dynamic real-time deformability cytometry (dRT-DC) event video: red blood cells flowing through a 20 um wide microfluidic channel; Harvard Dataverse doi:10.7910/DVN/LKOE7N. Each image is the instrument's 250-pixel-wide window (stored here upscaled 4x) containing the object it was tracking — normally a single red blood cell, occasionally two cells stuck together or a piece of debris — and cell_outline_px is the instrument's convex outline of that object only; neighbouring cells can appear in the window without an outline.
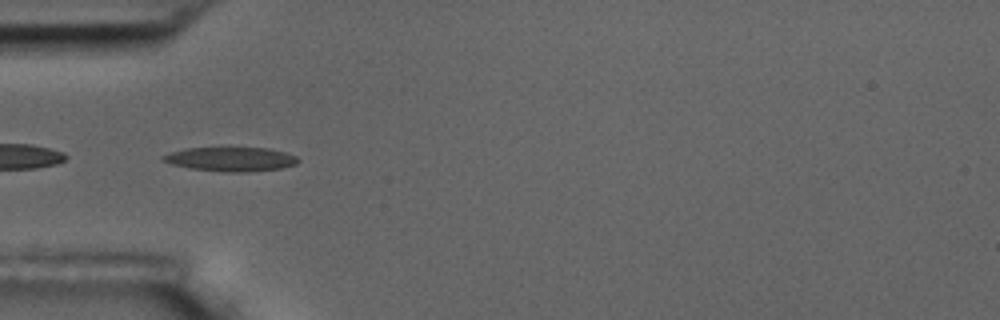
{"species": "common noctule bat (a hibernating species)", "species_latin": "Nyctalus noctula", "temperature_condition": "room temperature", "stored_images_in_passage": 11, "camera_frame_rate_fps": 3000, "um_per_image_px": 0.085, "animal": {"sex": "male", "body_mass_g": 17.5, "forearm_length_mm": 52.3}, "frame": {"image": 1, "passage_image": 5, "time_ms": 5.333, "image_size_px": [1000, 320], "cell_outline_px": [[300, 160], [296, 164], [280, 168], [248, 172], [224, 172], [188, 168], [172, 164], [160, 160], [160, 156], [184, 148], [220, 144], [268, 148], [284, 152], [296, 156]], "centroid_in_image_um": [19.56, 13.47], "position_along_channel_um": 65.4, "area_um2": 20.23}}
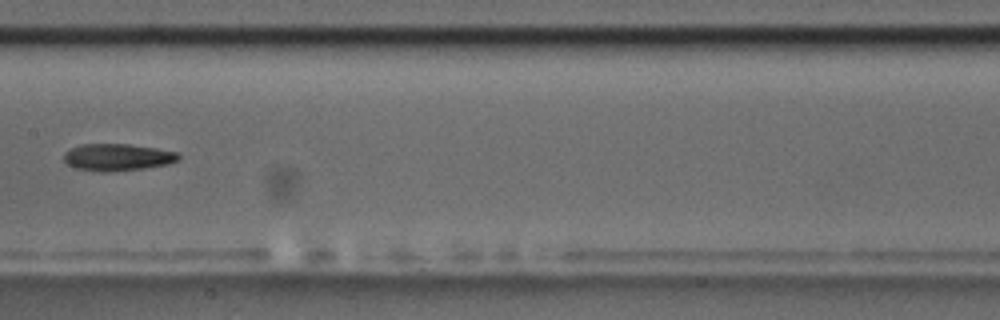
{"frame": {"image": 2, "passage_image": 8, "time_ms": 9.0, "image_size_px": [1000, 320], "cell_outline_px": [[180, 156], [176, 160], [168, 164], [144, 168], [108, 172], [100, 172], [76, 168], [68, 164], [64, 160], [64, 152], [72, 148], [84, 144], [128, 144], [156, 148], [180, 152]], "centroid_in_image_um": [10.0, 13.36], "position_along_channel_um": 197.4, "area_um2": 17.98}}
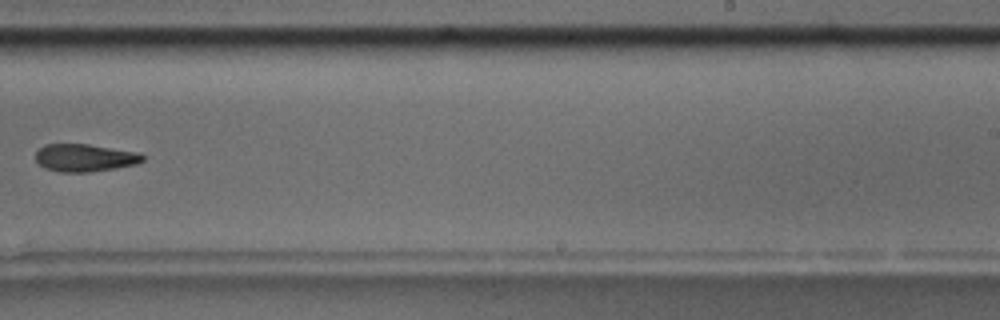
{"frame": {"image": 3, "passage_image": 10, "time_ms": 11.333, "image_size_px": [1000, 320], "cell_outline_px": [[144, 160], [136, 164], [88, 172], [60, 172], [44, 168], [36, 164], [36, 152], [44, 144], [88, 144], [140, 152], [144, 156]], "centroid_in_image_um": [7.18, 13.4], "position_along_channel_um": 281.8, "area_um2": 17.28}}